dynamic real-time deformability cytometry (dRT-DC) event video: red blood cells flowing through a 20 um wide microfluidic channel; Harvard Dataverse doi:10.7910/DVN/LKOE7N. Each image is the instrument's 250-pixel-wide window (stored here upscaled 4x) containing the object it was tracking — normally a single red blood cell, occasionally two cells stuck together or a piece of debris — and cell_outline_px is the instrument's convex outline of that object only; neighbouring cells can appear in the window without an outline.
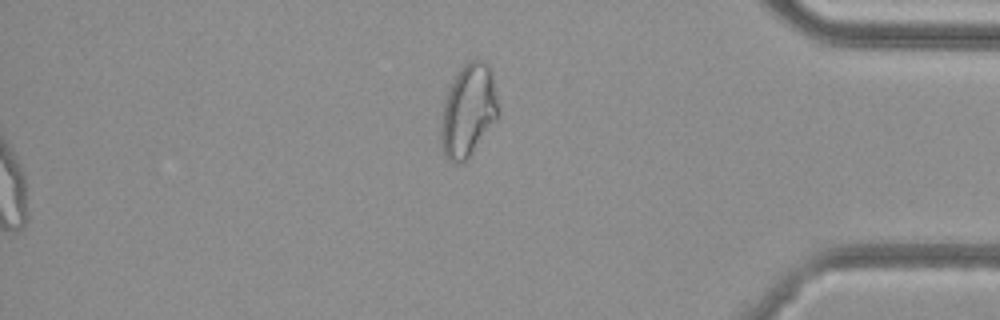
{"species": "common noctule bat (a hibernating species)", "species_latin": "Nyctalus noctula", "temperature_condition": "cold", "stored_images_in_passage": 51, "camera_frame_rate_fps": 3000, "um_per_image_px": 0.085, "animal": {"sex": "female", "body_mass_g": 29.2, "forearm_length_mm": 56.3}, "frame": {"image": 1, "passage_image": 51, "time_ms": 16.667, "image_size_px": [1000, 320], "cell_outline_px": [[500, 116], [472, 152], [460, 164], [456, 164], [448, 160], [440, 152], [440, 128], [444, 100], [448, 88], [452, 80], [460, 68], [464, 64], [472, 60], [488, 60], [492, 72], [500, 112]], "centroid_in_image_um": [39.8, 9.4], "position_along_channel_um": 395.4, "area_um2": 31.56}}